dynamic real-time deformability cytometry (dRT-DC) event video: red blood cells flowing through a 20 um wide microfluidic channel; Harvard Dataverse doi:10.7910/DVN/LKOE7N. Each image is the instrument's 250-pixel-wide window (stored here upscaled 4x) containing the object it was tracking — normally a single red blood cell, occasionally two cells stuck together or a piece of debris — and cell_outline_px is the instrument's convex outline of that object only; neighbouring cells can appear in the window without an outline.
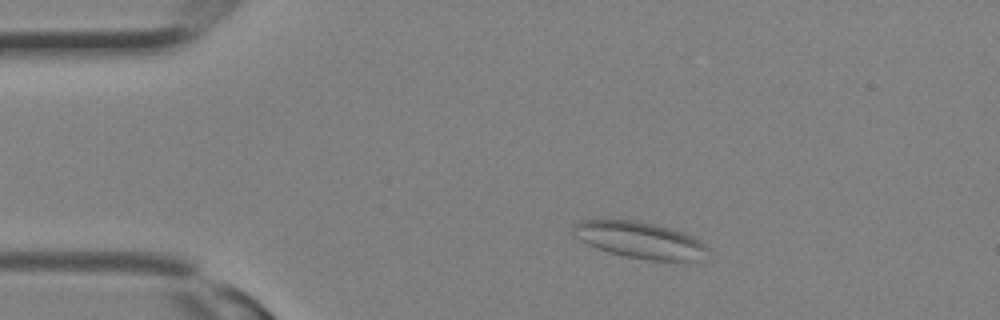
{"species": "Egyptian fruit bat (a non-hibernating species)", "species_latin": "Rousettus aegyptiacus", "temperature_condition": "room temperature", "stored_images_in_passage": 8, "camera_frame_rate_fps": 3000, "um_per_image_px": 0.085, "animal": {"sex": "female"}, "frame": {"image": 1, "passage_image": 3, "time_ms": 0.667, "image_size_px": [1000, 320], "cell_outline_px": [[708, 248], [688, 260], [648, 260], [624, 256], [608, 252], [588, 244], [580, 240], [572, 232], [572, 228], [580, 220], [636, 220], [656, 224], [672, 228], [684, 232], [700, 240]], "centroid_in_image_um": [54.29, 20.37], "position_along_channel_um": 30.7, "area_um2": 27.92}}